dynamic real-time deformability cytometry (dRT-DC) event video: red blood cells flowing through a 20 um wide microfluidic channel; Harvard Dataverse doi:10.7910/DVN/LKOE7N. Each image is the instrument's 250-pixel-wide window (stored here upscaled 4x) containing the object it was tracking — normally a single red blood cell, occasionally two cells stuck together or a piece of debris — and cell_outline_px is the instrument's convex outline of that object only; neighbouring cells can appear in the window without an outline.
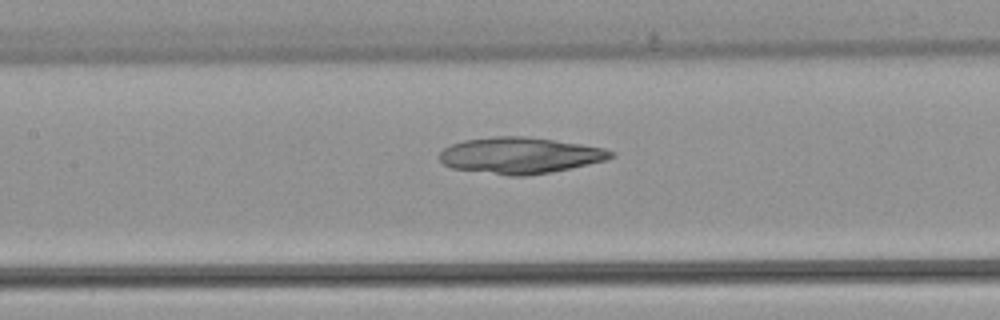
{"species": "common noctule bat (a hibernating species)", "species_latin": "Nyctalus noctula", "temperature_condition": "warm", "stored_images_in_passage": 52, "camera_frame_rate_fps": 3000, "um_per_image_px": 0.085, "animal": {"sex": "female", "body_mass_g": 22.7, "forearm_length_mm": 54.2}, "frame": {"image": 1, "passage_image": 24, "time_ms": 7.667, "image_size_px": [1000, 320], "cell_outline_px": [[616, 156], [604, 160], [588, 164], [528, 176], [508, 176], [452, 168], [444, 164], [440, 160], [440, 152], [444, 148], [452, 144], [464, 140], [492, 136], [524, 136], [580, 144], [604, 148], [616, 152]], "centroid_in_image_um": [44.18, 13.21], "position_along_channel_um": 163.2, "area_um2": 36.01}}
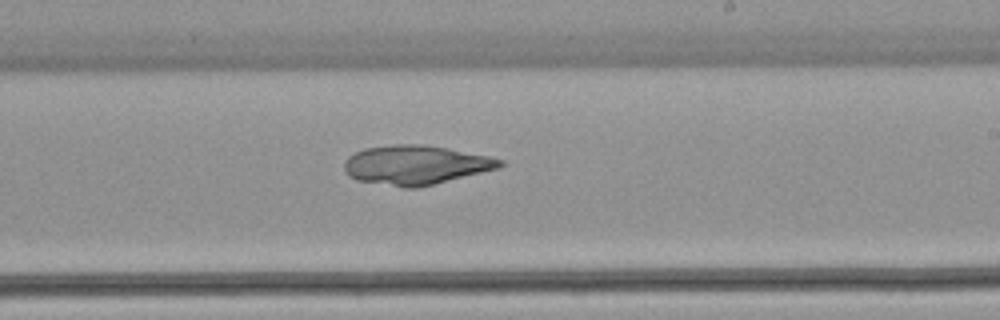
{"frame": {"image": 2, "passage_image": 31, "time_ms": 10.0, "image_size_px": [1000, 320], "cell_outline_px": [[504, 164], [500, 168], [416, 188], [404, 188], [356, 180], [348, 176], [344, 172], [344, 160], [348, 156], [364, 148], [392, 144], [420, 144], [448, 148], [488, 156], [504, 160]], "centroid_in_image_um": [35.3, 14.02], "position_along_channel_um": 253.7, "area_um2": 35.72}}
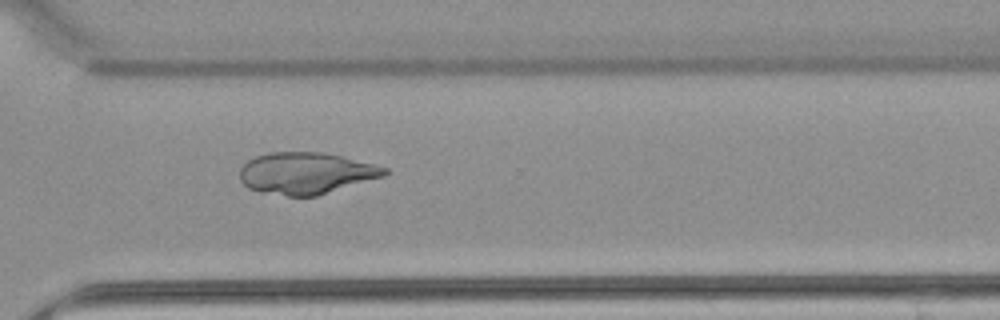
{"frame": {"image": 3, "passage_image": 38, "time_ms": 12.333, "image_size_px": [1000, 320], "cell_outline_px": [[392, 172], [384, 176], [316, 196], [288, 196], [260, 192], [248, 188], [240, 180], [240, 168], [248, 160], [256, 156], [268, 152], [324, 152], [376, 164], [388, 168]], "centroid_in_image_um": [26.03, 14.71], "position_along_channel_um": 344.6, "area_um2": 35.32}}